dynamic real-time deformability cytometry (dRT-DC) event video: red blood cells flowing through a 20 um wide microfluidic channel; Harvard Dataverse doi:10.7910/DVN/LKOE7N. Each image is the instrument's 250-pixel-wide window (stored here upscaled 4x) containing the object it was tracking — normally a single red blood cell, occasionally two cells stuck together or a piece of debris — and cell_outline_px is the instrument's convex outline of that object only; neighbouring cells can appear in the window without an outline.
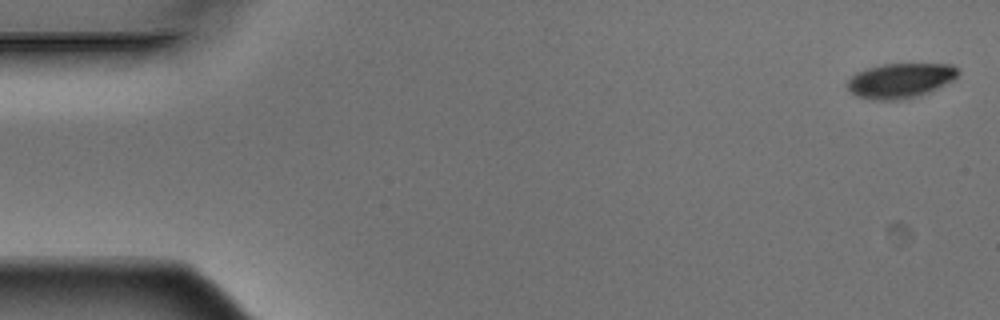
{"species": "Egyptian fruit bat (a non-hibernating species)", "species_latin": "Rousettus aegyptiacus", "temperature_condition": "warm", "stored_images_in_passage": 4, "camera_frame_rate_fps": 3000, "um_per_image_px": 0.085, "animal": {"sex": "male"}, "frame": {"image": 1, "passage_image": 1, "time_ms": 0.0, "image_size_px": [1000, 320], "cell_outline_px": [[960, 72], [952, 80], [928, 92], [916, 96], [900, 100], [872, 100], [856, 96], [848, 88], [848, 80], [856, 72], [880, 64], [952, 64], [960, 68]], "centroid_in_image_um": [76.52, 6.84], "position_along_channel_um": 8.5, "area_um2": 22.37}}
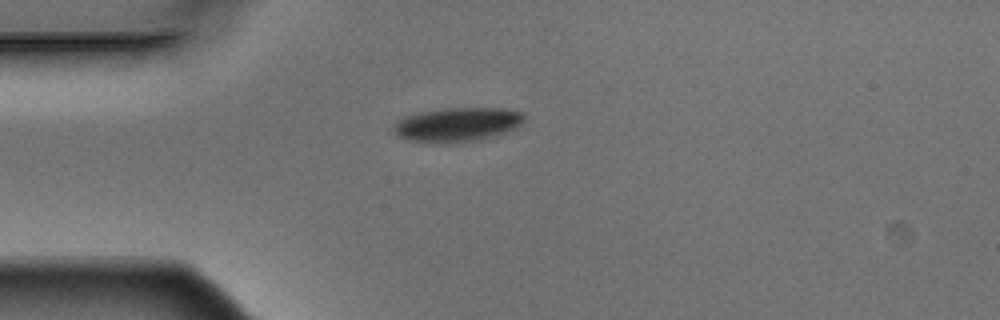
{"frame": {"image": 2, "passage_image": 4, "time_ms": 1.0, "image_size_px": [1000, 320], "cell_outline_px": [[524, 120], [516, 128], [508, 132], [496, 136], [476, 140], [448, 144], [408, 140], [396, 136], [392, 132], [392, 128], [404, 116], [420, 112], [448, 108], [504, 108], [524, 112]], "centroid_in_image_um": [38.89, 10.6], "position_along_channel_um": 46.1, "area_um2": 26.24}}